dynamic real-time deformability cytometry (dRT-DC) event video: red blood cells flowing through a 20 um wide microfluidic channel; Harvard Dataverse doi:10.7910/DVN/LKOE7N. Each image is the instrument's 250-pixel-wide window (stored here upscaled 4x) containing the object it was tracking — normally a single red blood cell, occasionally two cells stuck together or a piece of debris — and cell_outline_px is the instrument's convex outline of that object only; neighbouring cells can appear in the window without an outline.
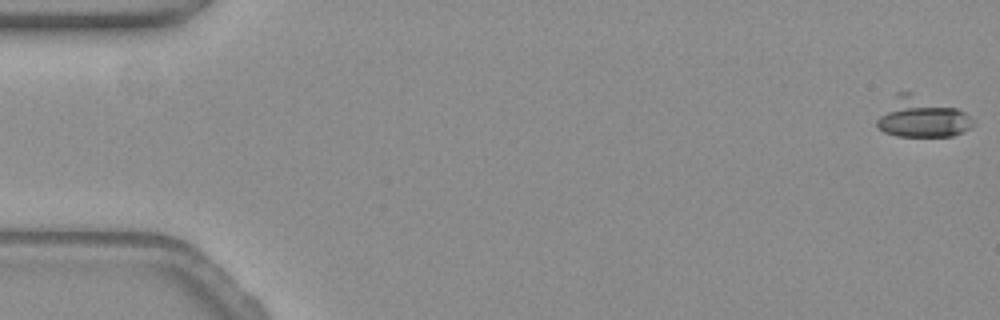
{"species": "common noctule bat (a hibernating species)", "species_latin": "Nyctalus noctula", "temperature_condition": "warm", "stored_images_in_passage": 13, "camera_frame_rate_fps": 3000, "um_per_image_px": 0.085, "animal": {"sex": "female", "body_mass_g": 19.3, "forearm_length_mm": 54.1}, "frame": {"image": 1, "passage_image": 1, "time_ms": 0.0, "image_size_px": [1000, 320], "cell_outline_px": [[972, 124], [968, 128], [952, 136], [900, 136], [884, 132], [876, 124], [876, 120], [896, 92], [912, 92], [956, 108], [964, 112], [968, 116]], "centroid_in_image_um": [78.29, 9.95], "position_along_channel_um": 6.7, "area_um2": 22.02}}